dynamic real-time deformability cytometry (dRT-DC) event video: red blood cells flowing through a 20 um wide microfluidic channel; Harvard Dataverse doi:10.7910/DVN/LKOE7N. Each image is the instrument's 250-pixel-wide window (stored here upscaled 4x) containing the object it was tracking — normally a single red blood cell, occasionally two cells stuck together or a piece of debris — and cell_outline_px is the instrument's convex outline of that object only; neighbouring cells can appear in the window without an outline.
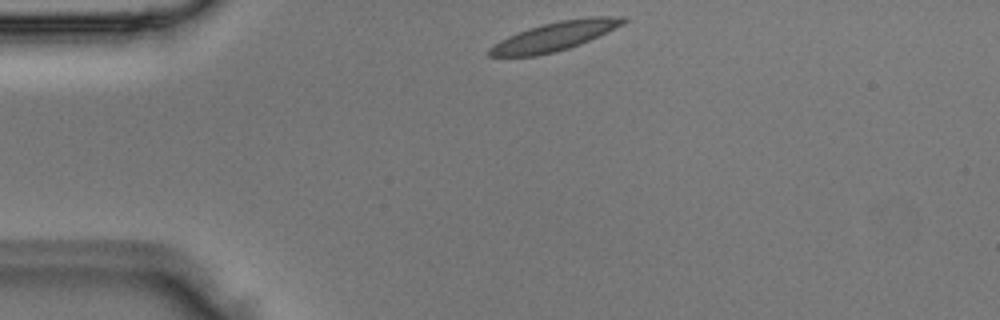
{"species": "Egyptian fruit bat (a non-hibernating species)", "species_latin": "Rousettus aegyptiacus", "temperature_condition": "room temperature", "stored_images_in_passage": 3, "camera_frame_rate_fps": 3000, "um_per_image_px": 0.085, "animal": {"sex": "male"}, "frame": {"image": 1, "passage_image": 1, "time_ms": 0.0, "image_size_px": [1000, 320], "cell_outline_px": [[628, 20], [624, 24], [580, 44], [556, 52], [536, 56], [488, 56], [488, 48], [500, 40], [508, 36], [528, 28], [560, 20], [588, 16], [628, 16]], "centroid_in_image_um": [47.18, 3.07], "position_along_channel_um": 37.8, "area_um2": 22.54}}